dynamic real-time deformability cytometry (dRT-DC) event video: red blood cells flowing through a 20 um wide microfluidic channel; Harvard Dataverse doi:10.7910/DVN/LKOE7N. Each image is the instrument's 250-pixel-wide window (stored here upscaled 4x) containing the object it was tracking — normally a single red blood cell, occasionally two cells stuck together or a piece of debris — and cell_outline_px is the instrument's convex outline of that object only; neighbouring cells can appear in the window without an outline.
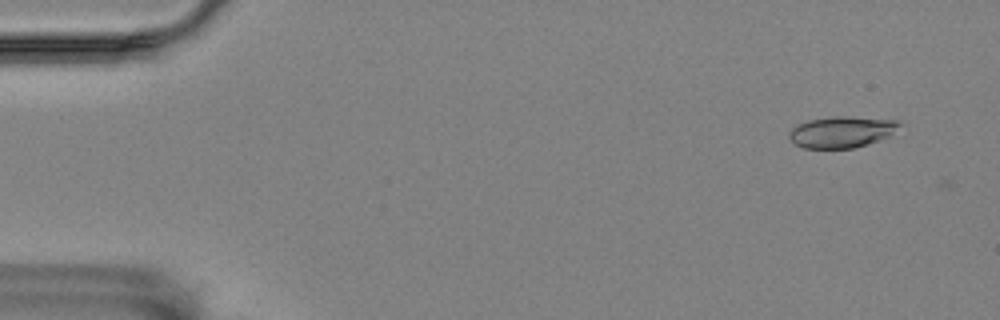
{"species": "Egyptian fruit bat (a non-hibernating species)", "species_latin": "Rousettus aegyptiacus", "temperature_condition": "room temperature", "stored_images_in_passage": 8, "camera_frame_rate_fps": 3000, "um_per_image_px": 0.085, "animal": {"sex": "female"}, "frame": {"image": 1, "passage_image": 3, "time_ms": 0.667, "image_size_px": [1000, 320], "cell_outline_px": [[904, 124], [888, 136], [880, 140], [868, 144], [852, 148], [804, 148], [796, 144], [788, 136], [788, 132], [796, 124], [808, 120], [832, 116], [848, 116], [900, 120]], "centroid_in_image_um": [71.57, 11.2], "position_along_channel_um": 13.4, "area_um2": 20.35}}